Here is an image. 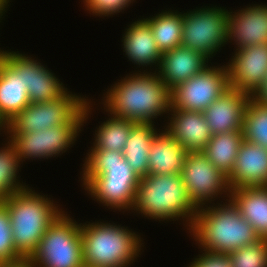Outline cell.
Wrapping results in <instances>:
<instances>
[{
    "label": "cell",
    "mask_w": 267,
    "mask_h": 267,
    "mask_svg": "<svg viewBox=\"0 0 267 267\" xmlns=\"http://www.w3.org/2000/svg\"><path fill=\"white\" fill-rule=\"evenodd\" d=\"M139 71L115 83L103 97L104 110L110 115L135 123H153L172 107L171 89L152 72ZM152 73V74H151Z\"/></svg>",
    "instance_id": "1"
},
{
    "label": "cell",
    "mask_w": 267,
    "mask_h": 267,
    "mask_svg": "<svg viewBox=\"0 0 267 267\" xmlns=\"http://www.w3.org/2000/svg\"><path fill=\"white\" fill-rule=\"evenodd\" d=\"M83 166L82 185L89 195L112 209H132L140 178L122 152L91 149Z\"/></svg>",
    "instance_id": "2"
},
{
    "label": "cell",
    "mask_w": 267,
    "mask_h": 267,
    "mask_svg": "<svg viewBox=\"0 0 267 267\" xmlns=\"http://www.w3.org/2000/svg\"><path fill=\"white\" fill-rule=\"evenodd\" d=\"M200 207L189 229L202 249L228 254L261 238L230 200Z\"/></svg>",
    "instance_id": "3"
},
{
    "label": "cell",
    "mask_w": 267,
    "mask_h": 267,
    "mask_svg": "<svg viewBox=\"0 0 267 267\" xmlns=\"http://www.w3.org/2000/svg\"><path fill=\"white\" fill-rule=\"evenodd\" d=\"M131 210L159 221L186 219L188 230L198 211L187 196L181 174H148L140 178Z\"/></svg>",
    "instance_id": "4"
},
{
    "label": "cell",
    "mask_w": 267,
    "mask_h": 267,
    "mask_svg": "<svg viewBox=\"0 0 267 267\" xmlns=\"http://www.w3.org/2000/svg\"><path fill=\"white\" fill-rule=\"evenodd\" d=\"M11 220L13 243L23 257H30L47 228L62 214L53 200L27 187L1 200Z\"/></svg>",
    "instance_id": "5"
},
{
    "label": "cell",
    "mask_w": 267,
    "mask_h": 267,
    "mask_svg": "<svg viewBox=\"0 0 267 267\" xmlns=\"http://www.w3.org/2000/svg\"><path fill=\"white\" fill-rule=\"evenodd\" d=\"M83 241V263L93 267H128L141 251L140 236L112 223L80 224Z\"/></svg>",
    "instance_id": "6"
},
{
    "label": "cell",
    "mask_w": 267,
    "mask_h": 267,
    "mask_svg": "<svg viewBox=\"0 0 267 267\" xmlns=\"http://www.w3.org/2000/svg\"><path fill=\"white\" fill-rule=\"evenodd\" d=\"M29 258L35 267H82L83 241L80 224L63 211L47 228Z\"/></svg>",
    "instance_id": "7"
},
{
    "label": "cell",
    "mask_w": 267,
    "mask_h": 267,
    "mask_svg": "<svg viewBox=\"0 0 267 267\" xmlns=\"http://www.w3.org/2000/svg\"><path fill=\"white\" fill-rule=\"evenodd\" d=\"M91 101H86L84 108L67 124L29 133H8L7 140L14 145L20 162L24 159L58 156L66 152L76 141L78 133L86 123L91 112ZM91 107V108H90Z\"/></svg>",
    "instance_id": "8"
},
{
    "label": "cell",
    "mask_w": 267,
    "mask_h": 267,
    "mask_svg": "<svg viewBox=\"0 0 267 267\" xmlns=\"http://www.w3.org/2000/svg\"><path fill=\"white\" fill-rule=\"evenodd\" d=\"M229 11L225 8H197L183 13L181 46L209 59L228 42Z\"/></svg>",
    "instance_id": "9"
},
{
    "label": "cell",
    "mask_w": 267,
    "mask_h": 267,
    "mask_svg": "<svg viewBox=\"0 0 267 267\" xmlns=\"http://www.w3.org/2000/svg\"><path fill=\"white\" fill-rule=\"evenodd\" d=\"M69 92L61 98L30 103L7 123L6 133H29L69 123L89 100Z\"/></svg>",
    "instance_id": "10"
},
{
    "label": "cell",
    "mask_w": 267,
    "mask_h": 267,
    "mask_svg": "<svg viewBox=\"0 0 267 267\" xmlns=\"http://www.w3.org/2000/svg\"><path fill=\"white\" fill-rule=\"evenodd\" d=\"M187 196L197 209L227 194L231 189L228 178L220 172L203 152H187L181 171ZM208 202V203H207Z\"/></svg>",
    "instance_id": "11"
},
{
    "label": "cell",
    "mask_w": 267,
    "mask_h": 267,
    "mask_svg": "<svg viewBox=\"0 0 267 267\" xmlns=\"http://www.w3.org/2000/svg\"><path fill=\"white\" fill-rule=\"evenodd\" d=\"M228 88L227 66H208L171 90L172 108L203 112Z\"/></svg>",
    "instance_id": "12"
},
{
    "label": "cell",
    "mask_w": 267,
    "mask_h": 267,
    "mask_svg": "<svg viewBox=\"0 0 267 267\" xmlns=\"http://www.w3.org/2000/svg\"><path fill=\"white\" fill-rule=\"evenodd\" d=\"M0 54L18 71L22 72L23 85L26 86L30 103L44 102L61 98L67 88L47 69L32 57L10 51H2Z\"/></svg>",
    "instance_id": "13"
},
{
    "label": "cell",
    "mask_w": 267,
    "mask_h": 267,
    "mask_svg": "<svg viewBox=\"0 0 267 267\" xmlns=\"http://www.w3.org/2000/svg\"><path fill=\"white\" fill-rule=\"evenodd\" d=\"M228 63L229 87L252 95L267 75V44L236 49Z\"/></svg>",
    "instance_id": "14"
},
{
    "label": "cell",
    "mask_w": 267,
    "mask_h": 267,
    "mask_svg": "<svg viewBox=\"0 0 267 267\" xmlns=\"http://www.w3.org/2000/svg\"><path fill=\"white\" fill-rule=\"evenodd\" d=\"M251 98L246 92L229 87L204 111L212 135L243 131L245 108Z\"/></svg>",
    "instance_id": "15"
},
{
    "label": "cell",
    "mask_w": 267,
    "mask_h": 267,
    "mask_svg": "<svg viewBox=\"0 0 267 267\" xmlns=\"http://www.w3.org/2000/svg\"><path fill=\"white\" fill-rule=\"evenodd\" d=\"M230 189L267 186V149L243 140L234 168L227 177Z\"/></svg>",
    "instance_id": "16"
},
{
    "label": "cell",
    "mask_w": 267,
    "mask_h": 267,
    "mask_svg": "<svg viewBox=\"0 0 267 267\" xmlns=\"http://www.w3.org/2000/svg\"><path fill=\"white\" fill-rule=\"evenodd\" d=\"M249 6L237 12L229 11L228 41L233 40L236 49L267 44V5Z\"/></svg>",
    "instance_id": "17"
},
{
    "label": "cell",
    "mask_w": 267,
    "mask_h": 267,
    "mask_svg": "<svg viewBox=\"0 0 267 267\" xmlns=\"http://www.w3.org/2000/svg\"><path fill=\"white\" fill-rule=\"evenodd\" d=\"M170 123L166 131L182 145L187 152H201L210 141L212 134L209 130L203 112L173 109Z\"/></svg>",
    "instance_id": "18"
},
{
    "label": "cell",
    "mask_w": 267,
    "mask_h": 267,
    "mask_svg": "<svg viewBox=\"0 0 267 267\" xmlns=\"http://www.w3.org/2000/svg\"><path fill=\"white\" fill-rule=\"evenodd\" d=\"M211 60L204 54L183 46L162 53L157 74L172 90L177 85L202 72Z\"/></svg>",
    "instance_id": "19"
},
{
    "label": "cell",
    "mask_w": 267,
    "mask_h": 267,
    "mask_svg": "<svg viewBox=\"0 0 267 267\" xmlns=\"http://www.w3.org/2000/svg\"><path fill=\"white\" fill-rule=\"evenodd\" d=\"M129 26L122 38L123 51L128 59L142 68L145 65L159 67L162 53L157 47L150 25L144 19H139Z\"/></svg>",
    "instance_id": "20"
},
{
    "label": "cell",
    "mask_w": 267,
    "mask_h": 267,
    "mask_svg": "<svg viewBox=\"0 0 267 267\" xmlns=\"http://www.w3.org/2000/svg\"><path fill=\"white\" fill-rule=\"evenodd\" d=\"M29 104L22 72L0 54V116L8 123Z\"/></svg>",
    "instance_id": "21"
},
{
    "label": "cell",
    "mask_w": 267,
    "mask_h": 267,
    "mask_svg": "<svg viewBox=\"0 0 267 267\" xmlns=\"http://www.w3.org/2000/svg\"><path fill=\"white\" fill-rule=\"evenodd\" d=\"M186 154L187 151L166 130L159 131L150 145L148 174H181Z\"/></svg>",
    "instance_id": "22"
},
{
    "label": "cell",
    "mask_w": 267,
    "mask_h": 267,
    "mask_svg": "<svg viewBox=\"0 0 267 267\" xmlns=\"http://www.w3.org/2000/svg\"><path fill=\"white\" fill-rule=\"evenodd\" d=\"M229 199L261 239H267V186L231 189Z\"/></svg>",
    "instance_id": "23"
},
{
    "label": "cell",
    "mask_w": 267,
    "mask_h": 267,
    "mask_svg": "<svg viewBox=\"0 0 267 267\" xmlns=\"http://www.w3.org/2000/svg\"><path fill=\"white\" fill-rule=\"evenodd\" d=\"M153 123H135L132 128L123 157L139 178L149 173L148 157L150 145L154 136L158 133Z\"/></svg>",
    "instance_id": "24"
},
{
    "label": "cell",
    "mask_w": 267,
    "mask_h": 267,
    "mask_svg": "<svg viewBox=\"0 0 267 267\" xmlns=\"http://www.w3.org/2000/svg\"><path fill=\"white\" fill-rule=\"evenodd\" d=\"M243 140V131L214 134L201 152L220 172L228 177L234 168Z\"/></svg>",
    "instance_id": "25"
},
{
    "label": "cell",
    "mask_w": 267,
    "mask_h": 267,
    "mask_svg": "<svg viewBox=\"0 0 267 267\" xmlns=\"http://www.w3.org/2000/svg\"><path fill=\"white\" fill-rule=\"evenodd\" d=\"M151 27L154 40L161 53L181 46L183 14L182 12L163 11L156 16L143 18Z\"/></svg>",
    "instance_id": "26"
},
{
    "label": "cell",
    "mask_w": 267,
    "mask_h": 267,
    "mask_svg": "<svg viewBox=\"0 0 267 267\" xmlns=\"http://www.w3.org/2000/svg\"><path fill=\"white\" fill-rule=\"evenodd\" d=\"M134 124L133 121L110 115V118L95 130L97 133H95L92 149L115 150L123 153Z\"/></svg>",
    "instance_id": "27"
},
{
    "label": "cell",
    "mask_w": 267,
    "mask_h": 267,
    "mask_svg": "<svg viewBox=\"0 0 267 267\" xmlns=\"http://www.w3.org/2000/svg\"><path fill=\"white\" fill-rule=\"evenodd\" d=\"M0 148V201L27 188L18 180L20 160L14 145L8 141Z\"/></svg>",
    "instance_id": "28"
},
{
    "label": "cell",
    "mask_w": 267,
    "mask_h": 267,
    "mask_svg": "<svg viewBox=\"0 0 267 267\" xmlns=\"http://www.w3.org/2000/svg\"><path fill=\"white\" fill-rule=\"evenodd\" d=\"M243 137L267 149V105L259 104L252 98L245 108Z\"/></svg>",
    "instance_id": "29"
},
{
    "label": "cell",
    "mask_w": 267,
    "mask_h": 267,
    "mask_svg": "<svg viewBox=\"0 0 267 267\" xmlns=\"http://www.w3.org/2000/svg\"><path fill=\"white\" fill-rule=\"evenodd\" d=\"M232 267H267V239L228 253Z\"/></svg>",
    "instance_id": "30"
},
{
    "label": "cell",
    "mask_w": 267,
    "mask_h": 267,
    "mask_svg": "<svg viewBox=\"0 0 267 267\" xmlns=\"http://www.w3.org/2000/svg\"><path fill=\"white\" fill-rule=\"evenodd\" d=\"M22 257L13 243L9 212L0 201V264L12 262Z\"/></svg>",
    "instance_id": "31"
},
{
    "label": "cell",
    "mask_w": 267,
    "mask_h": 267,
    "mask_svg": "<svg viewBox=\"0 0 267 267\" xmlns=\"http://www.w3.org/2000/svg\"><path fill=\"white\" fill-rule=\"evenodd\" d=\"M134 0H83L86 10L92 15L111 16L120 13Z\"/></svg>",
    "instance_id": "32"
},
{
    "label": "cell",
    "mask_w": 267,
    "mask_h": 267,
    "mask_svg": "<svg viewBox=\"0 0 267 267\" xmlns=\"http://www.w3.org/2000/svg\"><path fill=\"white\" fill-rule=\"evenodd\" d=\"M200 254L188 267H232L231 260L228 254L211 252L203 249ZM199 257V258H198Z\"/></svg>",
    "instance_id": "33"
},
{
    "label": "cell",
    "mask_w": 267,
    "mask_h": 267,
    "mask_svg": "<svg viewBox=\"0 0 267 267\" xmlns=\"http://www.w3.org/2000/svg\"><path fill=\"white\" fill-rule=\"evenodd\" d=\"M251 98L263 105H267V75L262 85L251 95Z\"/></svg>",
    "instance_id": "34"
},
{
    "label": "cell",
    "mask_w": 267,
    "mask_h": 267,
    "mask_svg": "<svg viewBox=\"0 0 267 267\" xmlns=\"http://www.w3.org/2000/svg\"><path fill=\"white\" fill-rule=\"evenodd\" d=\"M0 267H35L29 257H22L18 260L2 263Z\"/></svg>",
    "instance_id": "35"
},
{
    "label": "cell",
    "mask_w": 267,
    "mask_h": 267,
    "mask_svg": "<svg viewBox=\"0 0 267 267\" xmlns=\"http://www.w3.org/2000/svg\"><path fill=\"white\" fill-rule=\"evenodd\" d=\"M10 0H0V13L3 15V13L6 12L5 8H8V3Z\"/></svg>",
    "instance_id": "36"
},
{
    "label": "cell",
    "mask_w": 267,
    "mask_h": 267,
    "mask_svg": "<svg viewBox=\"0 0 267 267\" xmlns=\"http://www.w3.org/2000/svg\"><path fill=\"white\" fill-rule=\"evenodd\" d=\"M4 129L7 130V122L0 116V131Z\"/></svg>",
    "instance_id": "37"
}]
</instances>
